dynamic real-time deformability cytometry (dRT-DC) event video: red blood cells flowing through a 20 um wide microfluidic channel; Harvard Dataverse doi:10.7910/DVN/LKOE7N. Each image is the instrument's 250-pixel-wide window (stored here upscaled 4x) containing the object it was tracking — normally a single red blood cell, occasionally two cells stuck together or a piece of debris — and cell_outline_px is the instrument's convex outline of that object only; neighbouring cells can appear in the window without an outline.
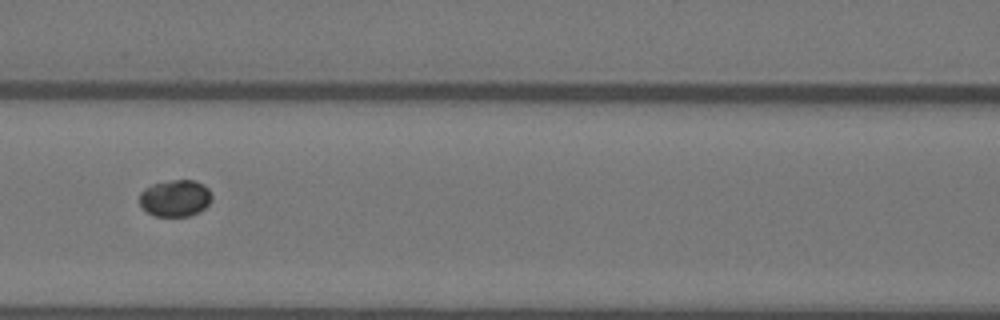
{"species": "Egyptian fruit bat (a non-hibernating species)", "species_latin": "Rousettus aegyptiacus", "temperature_condition": "warm", "stored_images_in_passage": 6, "camera_frame_rate_fps": 3000, "um_per_image_px": 0.085, "animal": {"sex": "female"}, "frame": {"image": 1, "passage_image": 4, "time_ms": 1.0, "image_size_px": [1000, 320], "cell_outline_px": [[212, 200], [204, 208], [188, 216], [156, 216], [148, 212], [140, 204], [140, 192], [144, 188], [152, 184], [168, 180], [196, 180], [204, 184], [208, 188], [212, 196]], "centroid_in_image_um": [14.9, 16.82], "position_along_channel_um": 151.7, "area_um2": 15.49}}
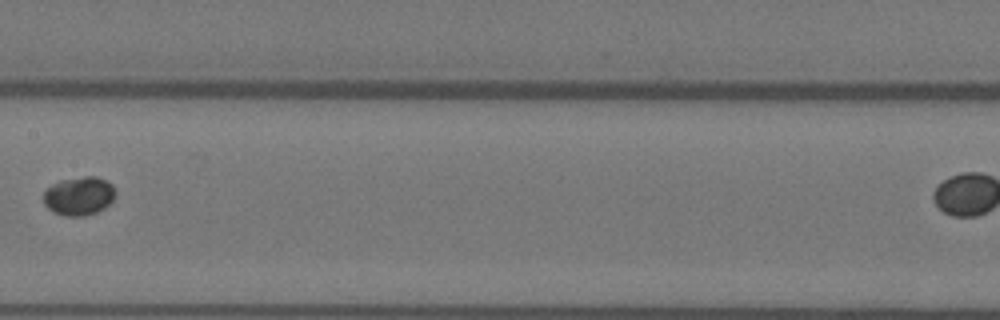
{"frame": {"image": 2, "passage_image": 5, "time_ms": 1.333, "image_size_px": [1000, 320], "cell_outline_px": [[116, 192], [112, 200], [104, 208], [96, 212], [84, 216], [64, 216], [52, 212], [44, 204], [44, 192], [52, 184], [60, 180], [84, 176], [96, 176], [112, 184]], "centroid_in_image_um": [6.7, 16.66], "position_along_channel_um": 200.7, "area_um2": 16.18}}